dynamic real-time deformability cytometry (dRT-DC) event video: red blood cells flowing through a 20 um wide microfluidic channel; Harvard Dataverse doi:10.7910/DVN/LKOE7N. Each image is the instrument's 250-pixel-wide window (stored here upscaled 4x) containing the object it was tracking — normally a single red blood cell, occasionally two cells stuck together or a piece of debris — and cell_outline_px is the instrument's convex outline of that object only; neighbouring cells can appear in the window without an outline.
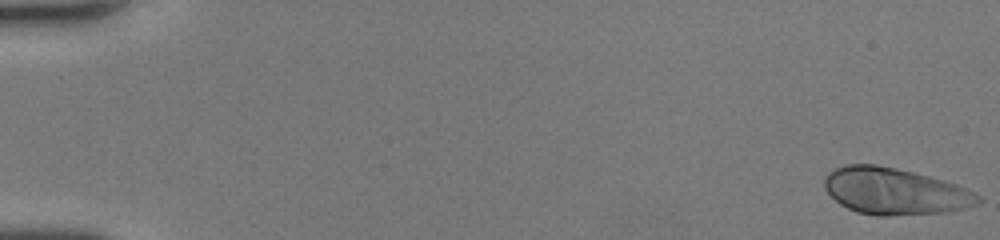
{"species": "human", "species_latin": "Homo sapiens", "temperature_condition": "room temperature", "stored_images_in_passage": 48, "camera_frame_rate_fps": 3000, "um_per_image_px": 0.085, "donor": {"sex": "female"}, "frame": {"image": 1, "passage_image": 1, "time_ms": 0.0, "image_size_px": [1000, 240], "cell_outline_px": [[984, 200], [980, 204], [948, 212], [884, 216], [876, 216], [856, 212], [840, 204], [824, 188], [824, 176], [828, 172], [844, 164], [876, 164], [896, 168], [944, 180], [956, 184], [980, 196]], "centroid_in_image_um": [76.05, 16.26], "position_along_channel_um": 8.9, "area_um2": 41.85}}
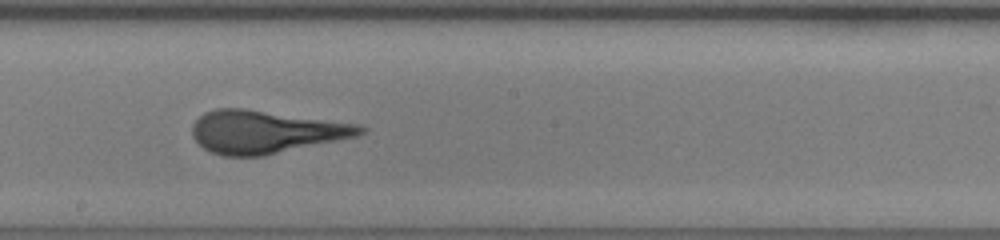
{"frame": {"image": 2, "passage_image": 28, "time_ms": 9.0, "image_size_px": [1000, 240], "cell_outline_px": [[368, 128], [364, 132], [356, 136], [264, 156], [224, 156], [212, 152], [204, 148], [192, 136], [192, 124], [204, 112], [216, 108], [244, 108], [360, 124]], "centroid_in_image_um": [22.56, 11.2], "position_along_channel_um": 225.6, "area_um2": 41.85}}
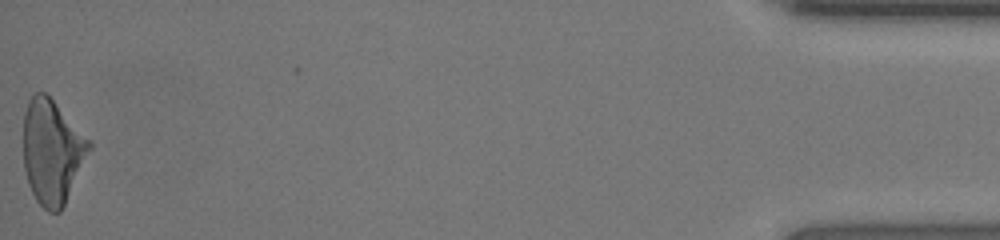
{"frame": {"image": 3, "passage_image": 48, "time_ms": 15.667, "image_size_px": [1000, 240], "cell_outline_px": [[92, 148], [60, 212], [48, 212], [36, 200], [28, 184], [24, 168], [24, 112], [28, 100], [36, 92], [44, 92], [52, 100], [92, 144]], "centroid_in_image_um": [4.41, 12.92], "position_along_channel_um": 430.8, "area_um2": 39.3}, "authors_computed_cell_mechanics": {"area_um2": 40.6623, "velocity_mm_per_s": 4.4328, "shape_relaxation_time_tau1_ms": 4.7948, "shape_relaxation_time_tau2_ms": null, "deformation_change_tau1": 0.2159, "deformation_change_tau2": null}}